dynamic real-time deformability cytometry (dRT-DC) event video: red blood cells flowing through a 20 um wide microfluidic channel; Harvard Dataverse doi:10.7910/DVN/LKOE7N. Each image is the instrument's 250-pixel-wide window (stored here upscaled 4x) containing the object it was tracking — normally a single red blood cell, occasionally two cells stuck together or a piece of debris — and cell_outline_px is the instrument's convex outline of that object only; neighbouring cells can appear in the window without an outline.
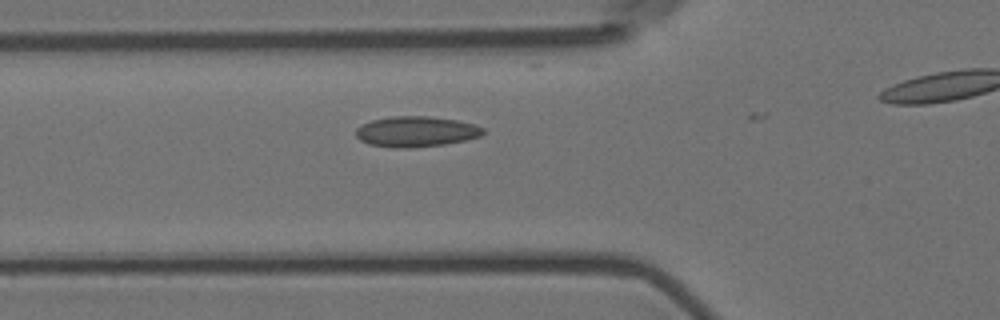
{"species": "Egyptian fruit bat (a non-hibernating species)", "species_latin": "Rousettus aegyptiacus", "temperature_condition": "room temperature", "stored_images_in_passage": 13, "camera_frame_rate_fps": 3000, "um_per_image_px": 0.085, "animal": {"sex": "female"}, "frame": {"image": 1, "passage_image": 12, "time_ms": 3.667, "image_size_px": [1000, 320], "cell_outline_px": [[484, 132], [480, 136], [468, 140], [444, 144], [408, 148], [396, 148], [368, 144], [360, 140], [356, 136], [356, 128], [360, 124], [372, 120], [392, 116], [428, 116], [456, 120], [476, 124], [484, 128]], "centroid_in_image_um": [35.36, 11.18], "position_along_channel_um": 90.4, "area_um2": 22.77}}